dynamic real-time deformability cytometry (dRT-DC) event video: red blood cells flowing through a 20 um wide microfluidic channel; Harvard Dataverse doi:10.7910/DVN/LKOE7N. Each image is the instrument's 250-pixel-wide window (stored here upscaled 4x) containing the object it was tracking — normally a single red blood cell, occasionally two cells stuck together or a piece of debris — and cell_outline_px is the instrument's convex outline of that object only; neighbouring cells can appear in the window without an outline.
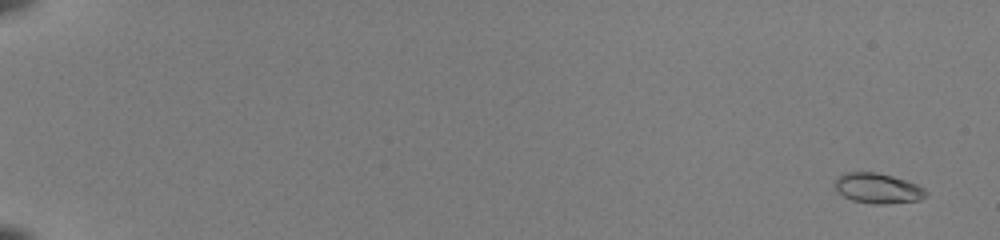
{"species": "common noctule bat (a hibernating species)", "species_latin": "Nyctalus noctula", "temperature_condition": "room temperature", "stored_images_in_passage": 27, "camera_frame_rate_fps": 3000, "um_per_image_px": 0.085, "animal": {"sex": "female", "body_mass_g": 22.0, "forearm_length_mm": 56.7}, "frame": {"image": 1, "passage_image": 3, "time_ms": 0.667, "image_size_px": [1000, 240], "cell_outline_px": [[928, 192], [920, 200], [888, 204], [872, 204], [852, 200], [836, 192], [836, 176], [844, 172], [876, 172], [908, 180], [924, 188]], "centroid_in_image_um": [74.6, 16.0], "position_along_channel_um": 10.4, "area_um2": 16.18}}
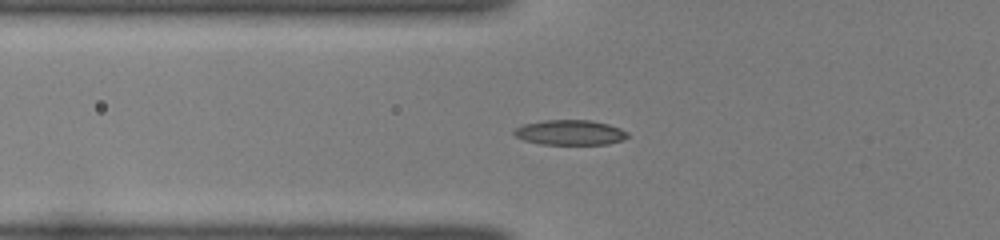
{"frame": {"image": 2, "passage_image": 23, "time_ms": 7.333, "image_size_px": [1000, 240], "cell_outline_px": [[628, 136], [620, 140], [608, 144], [540, 144], [524, 140], [516, 136], [512, 132], [516, 128], [524, 124], [544, 120], [592, 120], [608, 124], [620, 128], [628, 132]], "centroid_in_image_um": [48.45, 11.25], "position_along_channel_um": 77.4, "area_um2": 16.47}}
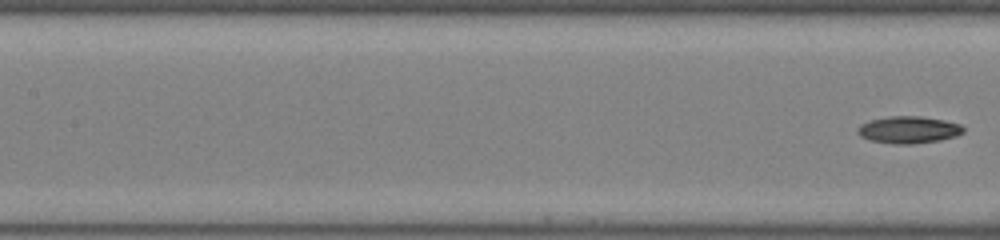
{"frame": {"image": 3, "passage_image": 27, "time_ms": 8.667, "image_size_px": [1000, 240], "cell_outline_px": [[964, 132], [956, 136], [940, 140], [912, 144], [892, 144], [872, 140], [860, 136], [856, 132], [856, 128], [860, 124], [872, 120], [892, 116], [920, 116], [944, 120], [960, 124], [964, 128]], "centroid_in_image_um": [77.23, 11.03], "position_along_channel_um": 130.2, "area_um2": 16.65}}